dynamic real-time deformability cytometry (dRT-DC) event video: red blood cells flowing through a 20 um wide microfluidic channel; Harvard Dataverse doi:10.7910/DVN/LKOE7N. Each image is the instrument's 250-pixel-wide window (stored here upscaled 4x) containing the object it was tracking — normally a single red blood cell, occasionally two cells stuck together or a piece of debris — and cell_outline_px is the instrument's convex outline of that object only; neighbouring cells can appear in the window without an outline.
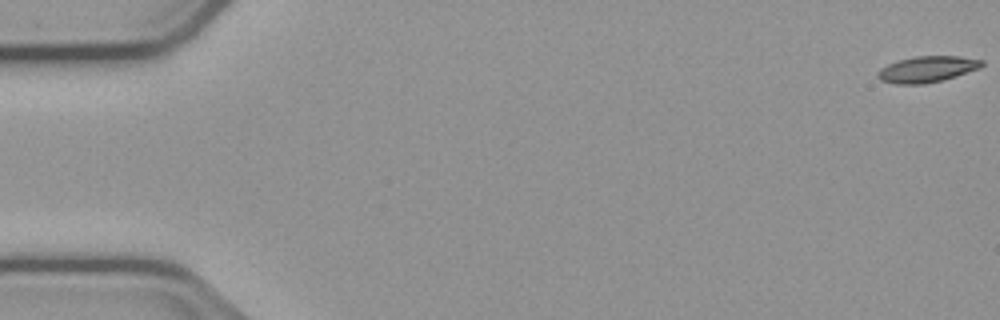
{"species": "common noctule bat (a hibernating species)", "species_latin": "Nyctalus noctula", "temperature_condition": "cold", "stored_images_in_passage": 56, "camera_frame_rate_fps": 3000, "um_per_image_px": 0.085, "animal": {"sex": "male", "body_mass_g": 23.1, "forearm_length_mm": 52.7}, "frame": {"image": 1, "passage_image": 1, "time_ms": 0.0, "image_size_px": [1000, 320], "cell_outline_px": [[984, 64], [980, 68], [956, 76], [924, 84], [896, 84], [880, 80], [876, 76], [880, 68], [888, 64], [900, 60], [916, 56], [960, 56], [984, 60]], "centroid_in_image_um": [78.81, 5.88], "position_along_channel_um": 6.2, "area_um2": 15.78}}
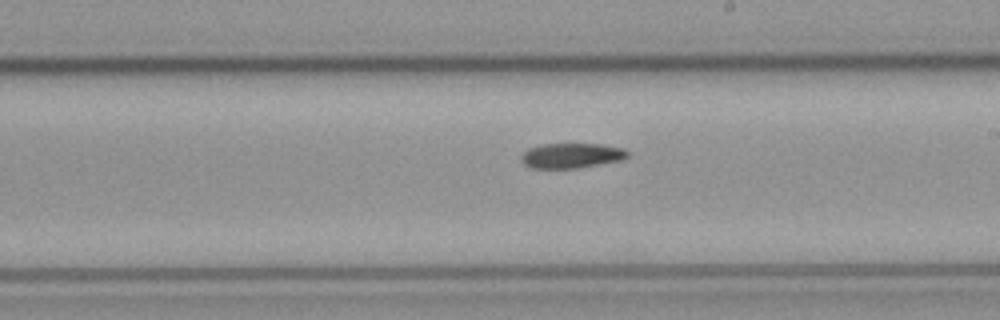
{"frame": {"image": 2, "passage_image": 32, "time_ms": 10.333, "image_size_px": [1000, 320], "cell_outline_px": [[628, 156], [624, 160], [576, 168], [532, 168], [524, 164], [520, 160], [520, 156], [528, 148], [544, 144], [600, 144], [624, 148], [628, 152]], "centroid_in_image_um": [48.58, 13.22], "position_along_channel_um": 240.4, "area_um2": 15.55}}
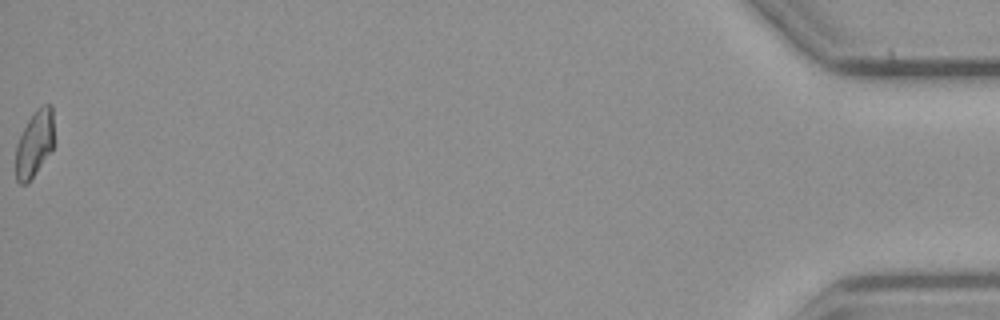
{"frame": {"image": 3, "passage_image": 56, "time_ms": 18.333, "image_size_px": [1000, 320], "cell_outline_px": [[52, 148], [32, 176], [24, 184], [20, 184], [16, 180], [16, 144], [28, 120], [36, 108], [44, 104], [52, 104]], "centroid_in_image_um": [2.9, 12.16], "position_along_channel_um": 432.3, "area_um2": 14.22}, "authors_computed_cell_mechanics": {"area_um2": 15.9817, "velocity_mm_per_s": 3.7456, "shape_relaxation_time_tau1_ms": 5.1146, "shape_relaxation_time_tau2_ms": null, "deformation_change_tau1": 0.1592, "deformation_change_tau2": null}}